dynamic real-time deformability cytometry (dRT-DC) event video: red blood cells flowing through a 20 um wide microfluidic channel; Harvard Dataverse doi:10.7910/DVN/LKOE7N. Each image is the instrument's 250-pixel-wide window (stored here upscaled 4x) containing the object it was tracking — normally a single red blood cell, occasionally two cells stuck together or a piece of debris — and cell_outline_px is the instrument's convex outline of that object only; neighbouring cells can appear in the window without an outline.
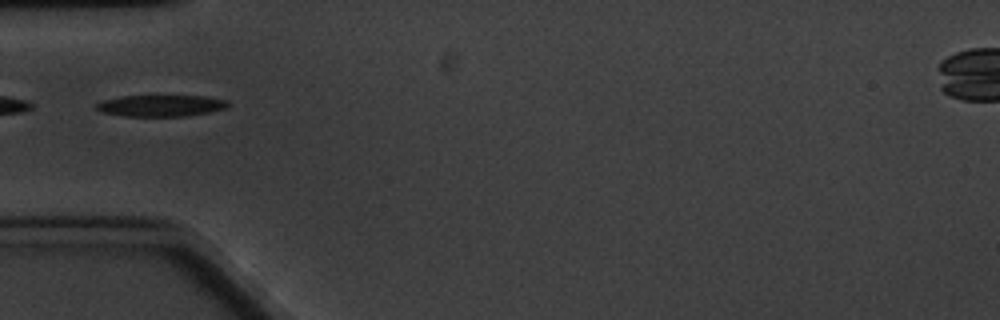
{"species": "common noctule bat (a hibernating species)", "species_latin": "Nyctalus noctula", "temperature_condition": "cold", "stored_images_in_passage": 2, "camera_frame_rate_fps": 3000, "um_per_image_px": 0.085, "animal": {"sex": "male", "body_mass_g": 20.1, "forearm_length_mm": 53.5}, "frame": {"image": 1, "passage_image": 2, "time_ms": 1.333, "image_size_px": [1000, 320], "cell_outline_px": [[228, 108], [208, 112], [184, 116], [124, 116], [104, 112], [92, 108], [92, 104], [104, 100], [120, 96], [204, 96], [228, 100]], "centroid_in_image_um": [13.63, 8.98], "position_along_channel_um": 71.4, "area_um2": 16.53}}